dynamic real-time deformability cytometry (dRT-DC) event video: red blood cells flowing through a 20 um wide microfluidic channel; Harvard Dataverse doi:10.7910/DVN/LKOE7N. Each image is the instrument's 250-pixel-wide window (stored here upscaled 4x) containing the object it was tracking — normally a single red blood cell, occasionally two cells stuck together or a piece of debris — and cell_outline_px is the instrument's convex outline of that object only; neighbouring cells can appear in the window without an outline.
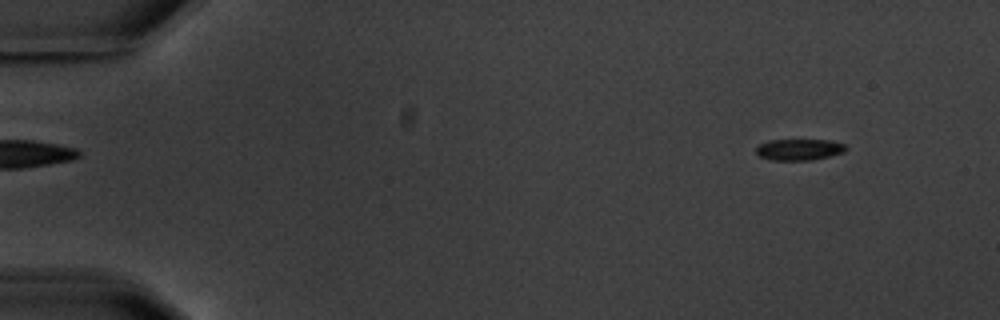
{"species": "common noctule bat (a hibernating species)", "species_latin": "Nyctalus noctula", "temperature_condition": "warm", "stored_images_in_passage": 14, "camera_frame_rate_fps": 3000, "um_per_image_px": 0.085, "animal": {"sex": "male", "body_mass_g": 20.1, "forearm_length_mm": 53.5}, "frame": {"image": 1, "passage_image": 1, "time_ms": 0.0, "image_size_px": [1000, 320], "cell_outline_px": [[848, 148], [844, 152], [812, 160], [772, 160], [760, 156], [756, 152], [756, 148], [760, 144], [768, 140], [832, 140], [844, 144]], "centroid_in_image_um": [67.94, 12.7], "position_along_channel_um": 17.1, "area_um2": 11.1}}
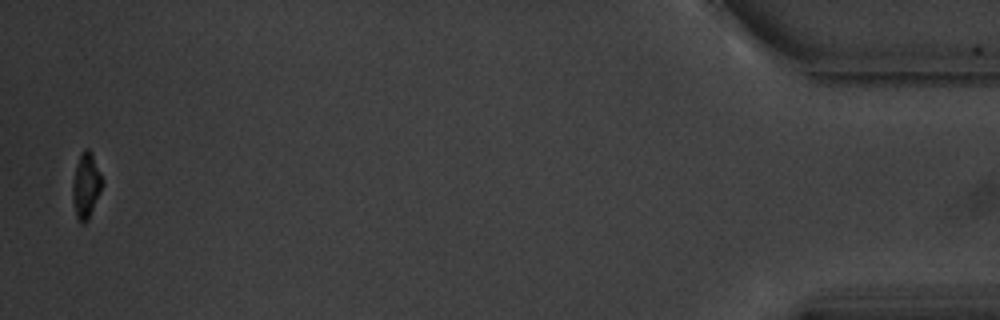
{"frame": {"image": 2, "passage_image": 14, "time_ms": 17.0, "image_size_px": [1000, 320], "cell_outline_px": [[104, 184], [88, 220], [84, 224], [80, 224], [76, 216], [72, 200], [72, 184], [76, 164], [80, 152], [84, 148], [88, 148], [92, 152], [104, 180]], "centroid_in_image_um": [7.32, 15.75], "position_along_channel_um": 427.9, "area_um2": 11.68}, "authors_computed_cell_mechanics": {"area_um2": 12.5137, "velocity_mm_per_s": 3.5572, "shape_relaxation_time_tau1_ms": 2.7864, "shape_relaxation_time_tau2_ms": 1.25, "deformation_change_tau1": 0.1372, "deformation_change_tau2": 0.0547}}